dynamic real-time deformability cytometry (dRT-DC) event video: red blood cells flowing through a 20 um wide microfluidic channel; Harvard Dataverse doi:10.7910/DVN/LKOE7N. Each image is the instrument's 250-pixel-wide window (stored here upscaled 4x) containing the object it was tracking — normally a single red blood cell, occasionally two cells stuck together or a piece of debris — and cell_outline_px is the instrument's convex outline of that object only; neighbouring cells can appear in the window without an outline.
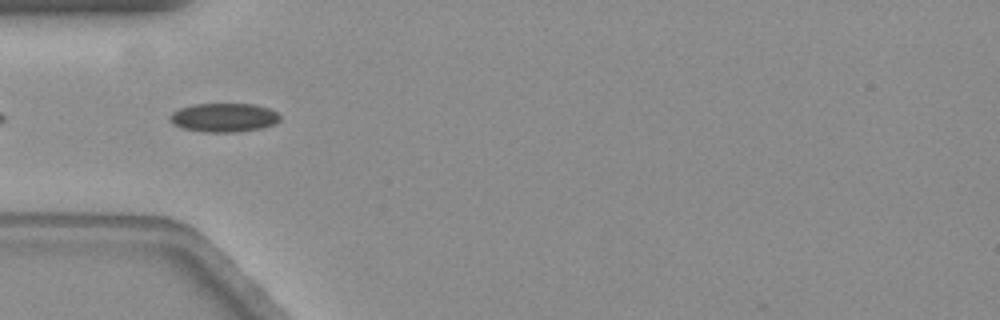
{"species": "common noctule bat (a hibernating species)", "species_latin": "Nyctalus noctula", "temperature_condition": "warm", "stored_images_in_passage": 9, "camera_frame_rate_fps": 3000, "um_per_image_px": 0.085, "animal": {"sex": "female", "body_mass_g": 19.3, "forearm_length_mm": 54.1}, "frame": {"image": 1, "passage_image": 3, "time_ms": 0.667, "image_size_px": [1000, 320], "cell_outline_px": [[280, 120], [276, 124], [260, 128], [240, 132], [204, 132], [180, 128], [172, 124], [168, 120], [168, 116], [172, 112], [180, 108], [192, 104], [252, 104], [268, 108], [276, 112], [280, 116]], "centroid_in_image_um": [18.98, 10.0], "position_along_channel_um": 66.0, "area_um2": 18.73}}